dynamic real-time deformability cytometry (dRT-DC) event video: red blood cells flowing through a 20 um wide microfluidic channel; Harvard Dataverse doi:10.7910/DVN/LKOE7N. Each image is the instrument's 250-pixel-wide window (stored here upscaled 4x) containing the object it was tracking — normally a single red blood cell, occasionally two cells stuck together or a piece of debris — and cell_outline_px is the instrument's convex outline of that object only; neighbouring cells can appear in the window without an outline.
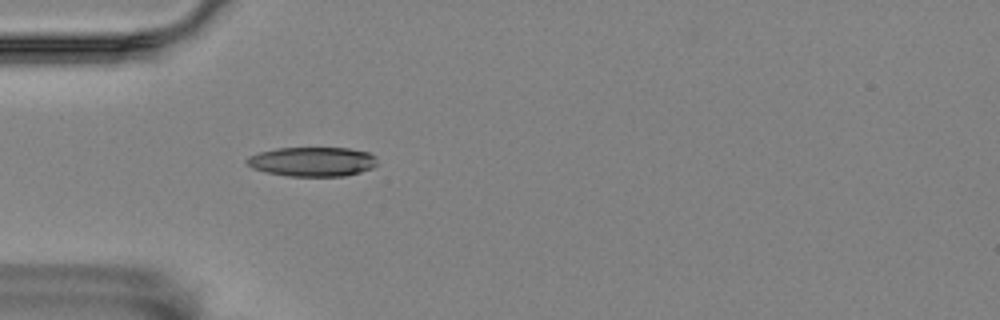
{"species": "Egyptian fruit bat (a non-hibernating species)", "species_latin": "Rousettus aegyptiacus", "temperature_condition": "room temperature", "stored_images_in_passage": 42, "camera_frame_rate_fps": 3000, "um_per_image_px": 0.085, "animal": {"sex": "female"}, "frame": {"image": 1, "passage_image": 3, "time_ms": 0.667, "image_size_px": [1000, 320], "cell_outline_px": [[376, 164], [372, 168], [360, 172], [344, 176], [288, 176], [264, 172], [252, 168], [244, 160], [248, 156], [260, 152], [276, 148], [348, 148], [368, 152], [376, 156]], "centroid_in_image_um": [26.53, 13.74], "position_along_channel_um": 58.5, "area_um2": 22.43}}
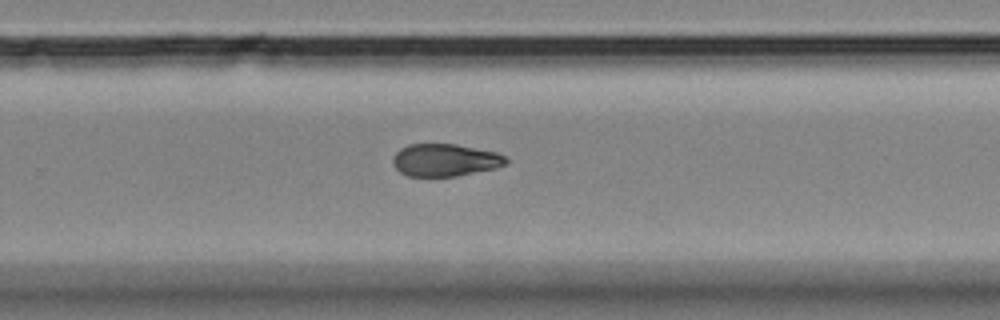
{"frame": {"image": 2, "passage_image": 23, "time_ms": 7.333, "image_size_px": [1000, 320], "cell_outline_px": [[508, 164], [496, 168], [456, 176], [408, 176], [400, 172], [392, 164], [392, 156], [400, 148], [408, 144], [456, 144], [496, 152], [504, 156], [508, 160]], "centroid_in_image_um": [37.81, 13.6], "position_along_channel_um": 292.0, "area_um2": 21.5}}
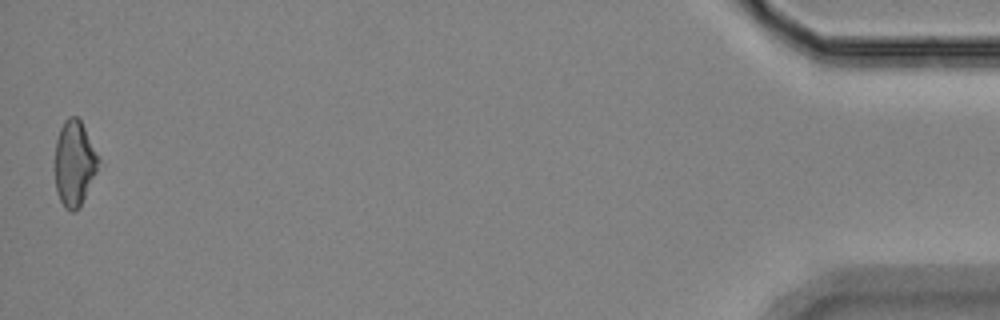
{"frame": {"image": 3, "passage_image": 42, "time_ms": 13.667, "image_size_px": [1000, 320], "cell_outline_px": [[100, 160], [96, 172], [80, 208], [72, 212], [64, 208], [56, 192], [56, 140], [60, 128], [64, 120], [68, 116], [76, 116], [80, 120]], "centroid_in_image_um": [6.31, 13.9], "position_along_channel_um": 428.9, "area_um2": 21.39}}